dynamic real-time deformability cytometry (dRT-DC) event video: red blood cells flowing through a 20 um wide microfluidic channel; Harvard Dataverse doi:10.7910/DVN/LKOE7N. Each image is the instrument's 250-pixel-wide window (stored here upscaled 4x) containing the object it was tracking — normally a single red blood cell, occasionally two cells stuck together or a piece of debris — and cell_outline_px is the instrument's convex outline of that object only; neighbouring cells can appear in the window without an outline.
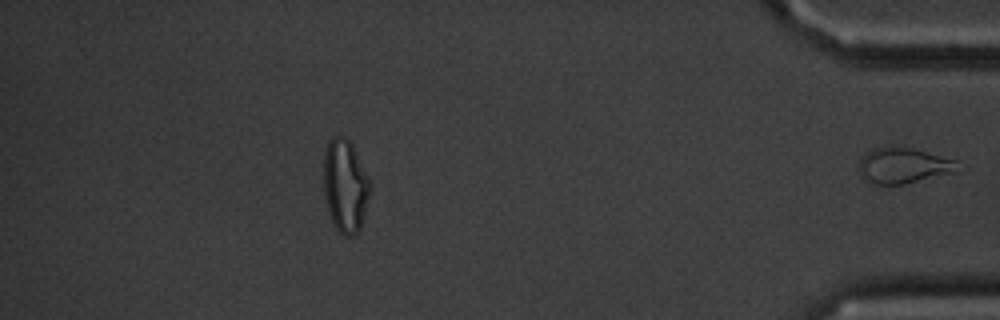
{"species": "common noctule bat (a hibernating species)", "species_latin": "Nyctalus noctula", "temperature_condition": "cold", "stored_images_in_passage": 53, "segment_of_instrument_passage": [2, 2], "camera_frame_rate_fps": 3000, "um_per_image_px": 0.085, "animal": {"sex": "male", "body_mass_g": 20.1, "forearm_length_mm": 53.5}, "frame": {"image": 1, "passage_image": 53, "time_ms": 17.333, "image_size_px": [1000, 320], "cell_outline_px": [[968, 168], [964, 172], [904, 184], [876, 184], [864, 180], [860, 164], [860, 160], [872, 148], [908, 148], [956, 160]], "centroid_in_image_um": [76.99, 14.12], "position_along_channel_um": 358.2, "area_um2": 20.58}}